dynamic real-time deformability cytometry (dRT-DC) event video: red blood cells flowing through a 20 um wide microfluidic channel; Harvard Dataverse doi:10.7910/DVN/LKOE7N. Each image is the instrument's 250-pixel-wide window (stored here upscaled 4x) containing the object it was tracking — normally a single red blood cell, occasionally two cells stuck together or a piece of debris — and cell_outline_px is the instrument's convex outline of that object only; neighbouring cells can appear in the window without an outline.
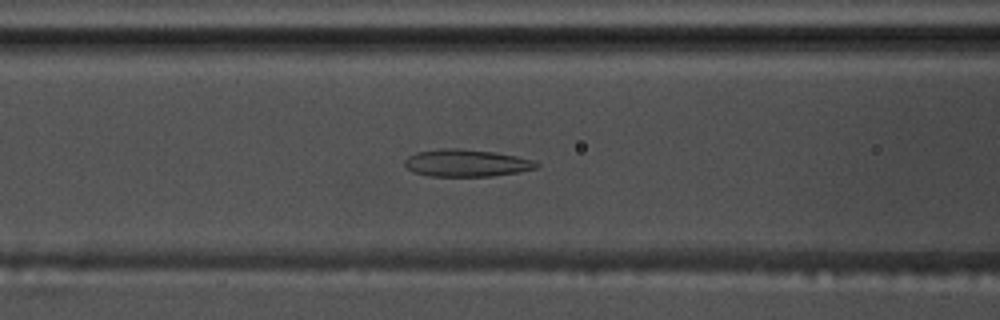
{"species": "common noctule bat (a hibernating species)", "species_latin": "Nyctalus noctula", "temperature_condition": "warm", "stored_images_in_passage": 57, "camera_frame_rate_fps": 3000, "um_per_image_px": 0.085, "animal": {"sex": "male", "body_mass_g": 17.5, "forearm_length_mm": 52.3}, "frame": {"image": 1, "passage_image": 23, "time_ms": 7.333, "image_size_px": [1000, 320], "cell_outline_px": [[540, 164], [536, 168], [520, 172], [492, 176], [428, 176], [416, 172], [408, 168], [404, 164], [404, 160], [408, 156], [416, 152], [444, 148], [460, 148], [492, 152], [516, 156], [536, 160]], "centroid_in_image_um": [39.67, 13.85], "position_along_channel_um": 126.9, "area_um2": 20.92}}
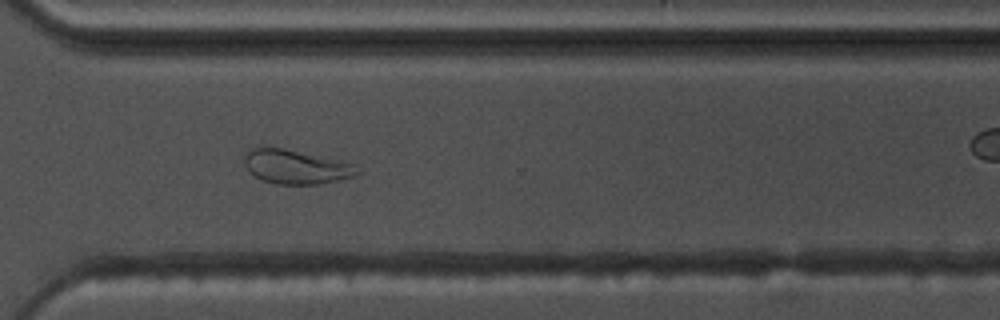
{"frame": {"image": 2, "passage_image": 41, "time_ms": 13.333, "image_size_px": [1000, 320], "cell_outline_px": [[360, 172], [356, 176], [320, 184], [276, 184], [264, 180], [248, 172], [244, 164], [244, 156], [252, 148], [284, 148], [340, 160], [356, 164]], "centroid_in_image_um": [25.19, 14.19], "position_along_channel_um": 345.4, "area_um2": 22.43}}
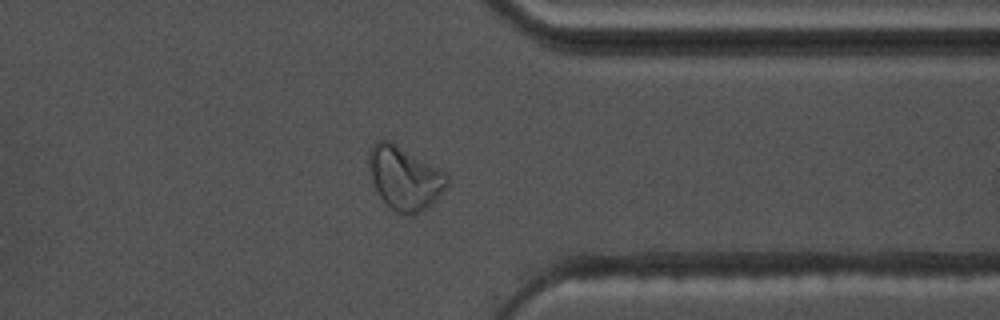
{"frame": {"image": 3, "passage_image": 44, "time_ms": 14.333, "image_size_px": [1000, 320], "cell_outline_px": [[448, 184], [432, 204], [420, 212], [396, 212], [384, 204], [372, 180], [368, 160], [368, 152], [372, 144], [376, 140], [388, 140], [444, 172], [448, 176]], "centroid_in_image_um": [34.35, 15.12], "position_along_channel_um": 377.0, "area_um2": 28.15}}